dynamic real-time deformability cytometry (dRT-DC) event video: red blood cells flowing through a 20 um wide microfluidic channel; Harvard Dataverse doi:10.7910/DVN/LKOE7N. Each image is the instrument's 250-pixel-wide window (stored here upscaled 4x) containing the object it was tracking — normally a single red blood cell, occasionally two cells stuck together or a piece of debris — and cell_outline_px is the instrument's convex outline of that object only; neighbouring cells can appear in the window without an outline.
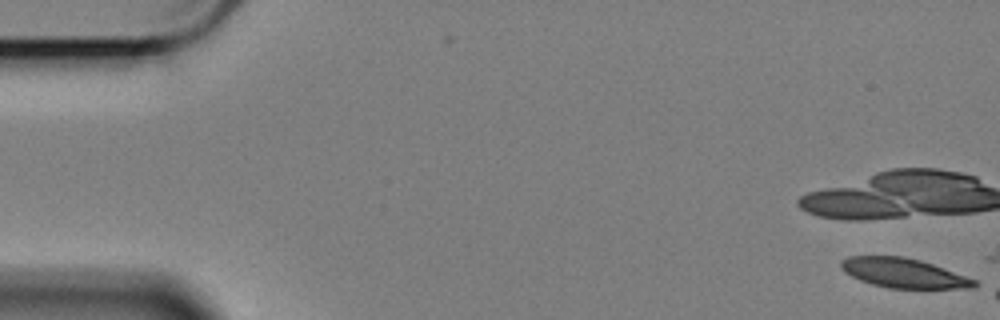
{"species": "Egyptian fruit bat (a non-hibernating species)", "species_latin": "Rousettus aegyptiacus", "temperature_condition": "cold", "stored_images_in_passage": 2, "camera_frame_rate_fps": 3000, "um_per_image_px": 0.085, "animal": {"sex": "female"}, "frame": {"image": 1, "passage_image": 2, "time_ms": 0.333, "image_size_px": [1000, 320], "cell_outline_px": [[980, 284], [976, 288], [888, 288], [872, 284], [860, 280], [844, 272], [840, 268], [840, 260], [848, 256], [904, 256], [920, 260], [932, 264], [976, 280]], "centroid_in_image_um": [76.79, 23.21], "position_along_channel_um": 8.2, "area_um2": 22.95}}